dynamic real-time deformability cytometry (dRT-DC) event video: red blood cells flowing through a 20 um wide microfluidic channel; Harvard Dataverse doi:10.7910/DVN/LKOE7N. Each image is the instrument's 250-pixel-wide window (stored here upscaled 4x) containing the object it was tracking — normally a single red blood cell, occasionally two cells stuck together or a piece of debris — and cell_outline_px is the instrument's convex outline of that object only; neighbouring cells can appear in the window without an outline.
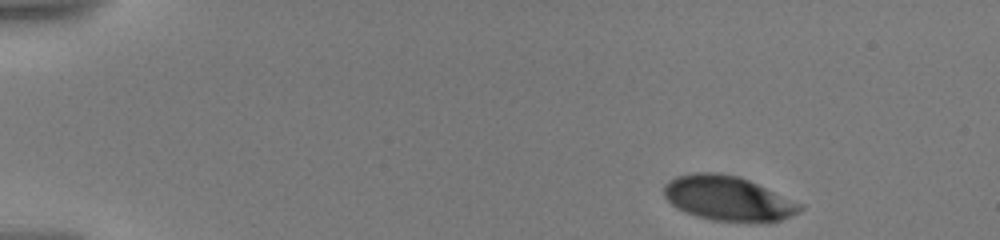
{"species": "human", "species_latin": "Homo sapiens", "temperature_condition": "warm", "stored_images_in_passage": 9, "camera_frame_rate_fps": 3000, "um_per_image_px": 0.085, "donor": {"sex": "male"}, "frame": {"image": 1, "passage_image": 1, "time_ms": 0.0, "image_size_px": [1000, 240], "cell_outline_px": [[804, 208], [800, 212], [780, 220], [768, 224], [752, 224], [712, 220], [696, 216], [684, 212], [676, 208], [664, 196], [664, 184], [668, 180], [676, 176], [696, 172], [716, 172], [740, 176], [804, 204]], "centroid_in_image_um": [61.93, 16.89], "position_along_channel_um": 23.1, "area_um2": 36.41}}
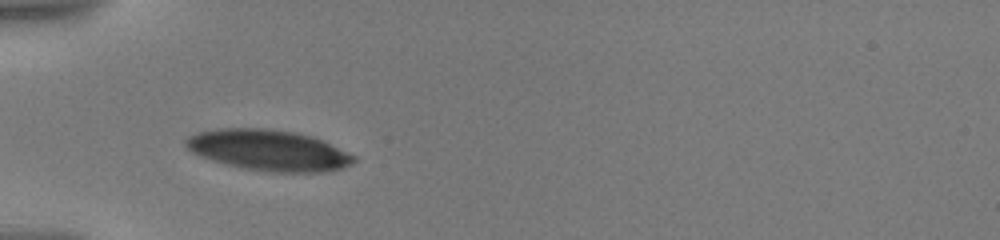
{"frame": {"image": 2, "passage_image": 6, "time_ms": 4.0, "image_size_px": [1000, 240], "cell_outline_px": [[356, 160], [352, 164], [328, 172], [268, 172], [244, 168], [224, 164], [200, 156], [192, 152], [184, 144], [184, 140], [188, 136], [200, 132], [224, 128], [264, 128], [296, 132], [312, 136], [356, 156]], "centroid_in_image_um": [22.83, 12.78], "position_along_channel_um": 62.2, "area_um2": 39.94}}
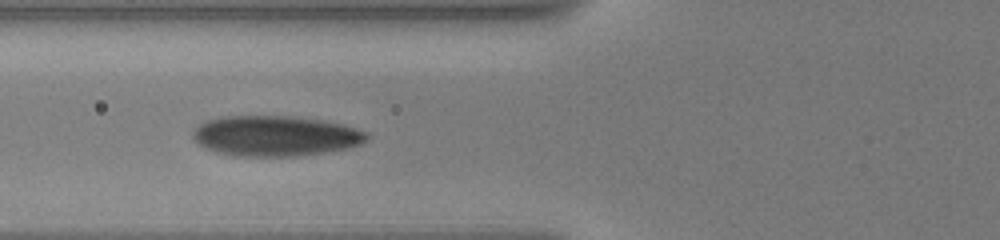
{"frame": {"image": 3, "passage_image": 8, "time_ms": 5.333, "image_size_px": [1000, 240], "cell_outline_px": [[368, 136], [360, 144], [348, 148], [324, 152], [296, 156], [236, 156], [216, 152], [200, 144], [192, 136], [192, 132], [204, 120], [224, 116], [288, 116], [320, 120], [340, 124], [368, 132]], "centroid_in_image_um": [23.37, 11.55], "position_along_channel_um": 102.4, "area_um2": 40.58}}